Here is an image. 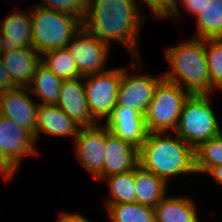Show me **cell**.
Here are the masks:
<instances>
[{
	"instance_id": "obj_1",
	"label": "cell",
	"mask_w": 222,
	"mask_h": 222,
	"mask_svg": "<svg viewBox=\"0 0 222 222\" xmlns=\"http://www.w3.org/2000/svg\"><path fill=\"white\" fill-rule=\"evenodd\" d=\"M140 12L135 0H89L83 27L109 45L116 41L126 46L137 68L141 58L136 50L144 17Z\"/></svg>"
},
{
	"instance_id": "obj_2",
	"label": "cell",
	"mask_w": 222,
	"mask_h": 222,
	"mask_svg": "<svg viewBox=\"0 0 222 222\" xmlns=\"http://www.w3.org/2000/svg\"><path fill=\"white\" fill-rule=\"evenodd\" d=\"M148 133L138 150L139 165L166 183L170 177L196 173L194 149L177 134Z\"/></svg>"
},
{
	"instance_id": "obj_3",
	"label": "cell",
	"mask_w": 222,
	"mask_h": 222,
	"mask_svg": "<svg viewBox=\"0 0 222 222\" xmlns=\"http://www.w3.org/2000/svg\"><path fill=\"white\" fill-rule=\"evenodd\" d=\"M165 50V58L171 66V70L163 75L166 80L177 83L180 87L184 85L190 94H212L205 39L192 37L187 42Z\"/></svg>"
},
{
	"instance_id": "obj_4",
	"label": "cell",
	"mask_w": 222,
	"mask_h": 222,
	"mask_svg": "<svg viewBox=\"0 0 222 222\" xmlns=\"http://www.w3.org/2000/svg\"><path fill=\"white\" fill-rule=\"evenodd\" d=\"M32 9L33 48L40 56L51 50L65 48L83 27V21L73 15L37 4Z\"/></svg>"
},
{
	"instance_id": "obj_5",
	"label": "cell",
	"mask_w": 222,
	"mask_h": 222,
	"mask_svg": "<svg viewBox=\"0 0 222 222\" xmlns=\"http://www.w3.org/2000/svg\"><path fill=\"white\" fill-rule=\"evenodd\" d=\"M213 94H190L184 101L175 133L194 150L222 130L210 106Z\"/></svg>"
},
{
	"instance_id": "obj_6",
	"label": "cell",
	"mask_w": 222,
	"mask_h": 222,
	"mask_svg": "<svg viewBox=\"0 0 222 222\" xmlns=\"http://www.w3.org/2000/svg\"><path fill=\"white\" fill-rule=\"evenodd\" d=\"M190 93L165 78L158 84L154 99L144 114L149 133L175 131L184 101Z\"/></svg>"
},
{
	"instance_id": "obj_7",
	"label": "cell",
	"mask_w": 222,
	"mask_h": 222,
	"mask_svg": "<svg viewBox=\"0 0 222 222\" xmlns=\"http://www.w3.org/2000/svg\"><path fill=\"white\" fill-rule=\"evenodd\" d=\"M35 143L30 132L0 115V171L4 180L11 181L23 157L38 154Z\"/></svg>"
},
{
	"instance_id": "obj_8",
	"label": "cell",
	"mask_w": 222,
	"mask_h": 222,
	"mask_svg": "<svg viewBox=\"0 0 222 222\" xmlns=\"http://www.w3.org/2000/svg\"><path fill=\"white\" fill-rule=\"evenodd\" d=\"M86 79V80H85ZM87 104L92 117L106 119L112 114L117 102L121 81V69H107L103 72L83 76Z\"/></svg>"
},
{
	"instance_id": "obj_9",
	"label": "cell",
	"mask_w": 222,
	"mask_h": 222,
	"mask_svg": "<svg viewBox=\"0 0 222 222\" xmlns=\"http://www.w3.org/2000/svg\"><path fill=\"white\" fill-rule=\"evenodd\" d=\"M111 45L99 40L84 27L67 44L82 76L103 72Z\"/></svg>"
},
{
	"instance_id": "obj_10",
	"label": "cell",
	"mask_w": 222,
	"mask_h": 222,
	"mask_svg": "<svg viewBox=\"0 0 222 222\" xmlns=\"http://www.w3.org/2000/svg\"><path fill=\"white\" fill-rule=\"evenodd\" d=\"M78 160L95 178L103 179L106 146V126L81 127L74 139Z\"/></svg>"
},
{
	"instance_id": "obj_11",
	"label": "cell",
	"mask_w": 222,
	"mask_h": 222,
	"mask_svg": "<svg viewBox=\"0 0 222 222\" xmlns=\"http://www.w3.org/2000/svg\"><path fill=\"white\" fill-rule=\"evenodd\" d=\"M163 79V75L157 78L149 74L129 76L128 71L121 68V81L116 104L135 109L144 115L149 103L155 97L158 84Z\"/></svg>"
},
{
	"instance_id": "obj_12",
	"label": "cell",
	"mask_w": 222,
	"mask_h": 222,
	"mask_svg": "<svg viewBox=\"0 0 222 222\" xmlns=\"http://www.w3.org/2000/svg\"><path fill=\"white\" fill-rule=\"evenodd\" d=\"M28 93L30 94L28 87L0 92V115L12 119L35 138L38 103Z\"/></svg>"
},
{
	"instance_id": "obj_13",
	"label": "cell",
	"mask_w": 222,
	"mask_h": 222,
	"mask_svg": "<svg viewBox=\"0 0 222 222\" xmlns=\"http://www.w3.org/2000/svg\"><path fill=\"white\" fill-rule=\"evenodd\" d=\"M105 126L114 135L138 150L149 133L144 115L135 109H129L117 104L113 108L112 114L106 119Z\"/></svg>"
},
{
	"instance_id": "obj_14",
	"label": "cell",
	"mask_w": 222,
	"mask_h": 222,
	"mask_svg": "<svg viewBox=\"0 0 222 222\" xmlns=\"http://www.w3.org/2000/svg\"><path fill=\"white\" fill-rule=\"evenodd\" d=\"M80 80L83 77L63 80L56 106L81 127L97 125L88 108L84 82Z\"/></svg>"
},
{
	"instance_id": "obj_15",
	"label": "cell",
	"mask_w": 222,
	"mask_h": 222,
	"mask_svg": "<svg viewBox=\"0 0 222 222\" xmlns=\"http://www.w3.org/2000/svg\"><path fill=\"white\" fill-rule=\"evenodd\" d=\"M105 148L103 179L107 176L129 172L139 165L138 149L114 135L107 127Z\"/></svg>"
},
{
	"instance_id": "obj_16",
	"label": "cell",
	"mask_w": 222,
	"mask_h": 222,
	"mask_svg": "<svg viewBox=\"0 0 222 222\" xmlns=\"http://www.w3.org/2000/svg\"><path fill=\"white\" fill-rule=\"evenodd\" d=\"M0 46L3 53L21 47H33L30 12L14 10L0 24Z\"/></svg>"
},
{
	"instance_id": "obj_17",
	"label": "cell",
	"mask_w": 222,
	"mask_h": 222,
	"mask_svg": "<svg viewBox=\"0 0 222 222\" xmlns=\"http://www.w3.org/2000/svg\"><path fill=\"white\" fill-rule=\"evenodd\" d=\"M81 126L56 105L38 104L35 141L41 133L76 138Z\"/></svg>"
},
{
	"instance_id": "obj_18",
	"label": "cell",
	"mask_w": 222,
	"mask_h": 222,
	"mask_svg": "<svg viewBox=\"0 0 222 222\" xmlns=\"http://www.w3.org/2000/svg\"><path fill=\"white\" fill-rule=\"evenodd\" d=\"M1 57L16 87H28L31 84L42 58L33 47H21L3 53Z\"/></svg>"
},
{
	"instance_id": "obj_19",
	"label": "cell",
	"mask_w": 222,
	"mask_h": 222,
	"mask_svg": "<svg viewBox=\"0 0 222 222\" xmlns=\"http://www.w3.org/2000/svg\"><path fill=\"white\" fill-rule=\"evenodd\" d=\"M154 209L156 222H199L196 205L188 196H165Z\"/></svg>"
},
{
	"instance_id": "obj_20",
	"label": "cell",
	"mask_w": 222,
	"mask_h": 222,
	"mask_svg": "<svg viewBox=\"0 0 222 222\" xmlns=\"http://www.w3.org/2000/svg\"><path fill=\"white\" fill-rule=\"evenodd\" d=\"M136 202L141 205L155 207L167 193V184L152 172L138 165L134 169Z\"/></svg>"
},
{
	"instance_id": "obj_21",
	"label": "cell",
	"mask_w": 222,
	"mask_h": 222,
	"mask_svg": "<svg viewBox=\"0 0 222 222\" xmlns=\"http://www.w3.org/2000/svg\"><path fill=\"white\" fill-rule=\"evenodd\" d=\"M63 80L56 76L47 66L42 62L37 66L31 84L28 89L33 96L39 97L42 105H56L59 99Z\"/></svg>"
},
{
	"instance_id": "obj_22",
	"label": "cell",
	"mask_w": 222,
	"mask_h": 222,
	"mask_svg": "<svg viewBox=\"0 0 222 222\" xmlns=\"http://www.w3.org/2000/svg\"><path fill=\"white\" fill-rule=\"evenodd\" d=\"M196 17L198 30L194 38H222V0H204L202 10Z\"/></svg>"
},
{
	"instance_id": "obj_23",
	"label": "cell",
	"mask_w": 222,
	"mask_h": 222,
	"mask_svg": "<svg viewBox=\"0 0 222 222\" xmlns=\"http://www.w3.org/2000/svg\"><path fill=\"white\" fill-rule=\"evenodd\" d=\"M109 198L106 204H128L136 202L134 170L107 176Z\"/></svg>"
},
{
	"instance_id": "obj_24",
	"label": "cell",
	"mask_w": 222,
	"mask_h": 222,
	"mask_svg": "<svg viewBox=\"0 0 222 222\" xmlns=\"http://www.w3.org/2000/svg\"><path fill=\"white\" fill-rule=\"evenodd\" d=\"M105 205L111 222H156L154 207L137 202Z\"/></svg>"
},
{
	"instance_id": "obj_25",
	"label": "cell",
	"mask_w": 222,
	"mask_h": 222,
	"mask_svg": "<svg viewBox=\"0 0 222 222\" xmlns=\"http://www.w3.org/2000/svg\"><path fill=\"white\" fill-rule=\"evenodd\" d=\"M41 57V62L62 80L83 77L66 47L48 51Z\"/></svg>"
},
{
	"instance_id": "obj_26",
	"label": "cell",
	"mask_w": 222,
	"mask_h": 222,
	"mask_svg": "<svg viewBox=\"0 0 222 222\" xmlns=\"http://www.w3.org/2000/svg\"><path fill=\"white\" fill-rule=\"evenodd\" d=\"M196 173H207L212 167L222 165V133L201 143L195 150Z\"/></svg>"
},
{
	"instance_id": "obj_27",
	"label": "cell",
	"mask_w": 222,
	"mask_h": 222,
	"mask_svg": "<svg viewBox=\"0 0 222 222\" xmlns=\"http://www.w3.org/2000/svg\"><path fill=\"white\" fill-rule=\"evenodd\" d=\"M205 55L213 94L222 90V38L205 39Z\"/></svg>"
},
{
	"instance_id": "obj_28",
	"label": "cell",
	"mask_w": 222,
	"mask_h": 222,
	"mask_svg": "<svg viewBox=\"0 0 222 222\" xmlns=\"http://www.w3.org/2000/svg\"><path fill=\"white\" fill-rule=\"evenodd\" d=\"M40 6L73 15L82 21L87 10V2L85 0H43V5Z\"/></svg>"
},
{
	"instance_id": "obj_29",
	"label": "cell",
	"mask_w": 222,
	"mask_h": 222,
	"mask_svg": "<svg viewBox=\"0 0 222 222\" xmlns=\"http://www.w3.org/2000/svg\"><path fill=\"white\" fill-rule=\"evenodd\" d=\"M16 88L0 55V92Z\"/></svg>"
},
{
	"instance_id": "obj_30",
	"label": "cell",
	"mask_w": 222,
	"mask_h": 222,
	"mask_svg": "<svg viewBox=\"0 0 222 222\" xmlns=\"http://www.w3.org/2000/svg\"><path fill=\"white\" fill-rule=\"evenodd\" d=\"M143 2L148 5L155 18L162 17L163 14L168 10L166 0H143Z\"/></svg>"
},
{
	"instance_id": "obj_31",
	"label": "cell",
	"mask_w": 222,
	"mask_h": 222,
	"mask_svg": "<svg viewBox=\"0 0 222 222\" xmlns=\"http://www.w3.org/2000/svg\"><path fill=\"white\" fill-rule=\"evenodd\" d=\"M184 9L194 16H197L202 10L204 0H181Z\"/></svg>"
},
{
	"instance_id": "obj_32",
	"label": "cell",
	"mask_w": 222,
	"mask_h": 222,
	"mask_svg": "<svg viewBox=\"0 0 222 222\" xmlns=\"http://www.w3.org/2000/svg\"><path fill=\"white\" fill-rule=\"evenodd\" d=\"M59 218L57 222H92L88 220L86 217H84L82 214L78 213H59Z\"/></svg>"
},
{
	"instance_id": "obj_33",
	"label": "cell",
	"mask_w": 222,
	"mask_h": 222,
	"mask_svg": "<svg viewBox=\"0 0 222 222\" xmlns=\"http://www.w3.org/2000/svg\"><path fill=\"white\" fill-rule=\"evenodd\" d=\"M177 2V0H166L168 10L163 14V18H181Z\"/></svg>"
},
{
	"instance_id": "obj_34",
	"label": "cell",
	"mask_w": 222,
	"mask_h": 222,
	"mask_svg": "<svg viewBox=\"0 0 222 222\" xmlns=\"http://www.w3.org/2000/svg\"><path fill=\"white\" fill-rule=\"evenodd\" d=\"M206 174L212 175L216 183L222 184V165L212 167Z\"/></svg>"
},
{
	"instance_id": "obj_35",
	"label": "cell",
	"mask_w": 222,
	"mask_h": 222,
	"mask_svg": "<svg viewBox=\"0 0 222 222\" xmlns=\"http://www.w3.org/2000/svg\"><path fill=\"white\" fill-rule=\"evenodd\" d=\"M0 41H1V35H0ZM3 52H2V49H1V46H0V55H2Z\"/></svg>"
}]
</instances>
